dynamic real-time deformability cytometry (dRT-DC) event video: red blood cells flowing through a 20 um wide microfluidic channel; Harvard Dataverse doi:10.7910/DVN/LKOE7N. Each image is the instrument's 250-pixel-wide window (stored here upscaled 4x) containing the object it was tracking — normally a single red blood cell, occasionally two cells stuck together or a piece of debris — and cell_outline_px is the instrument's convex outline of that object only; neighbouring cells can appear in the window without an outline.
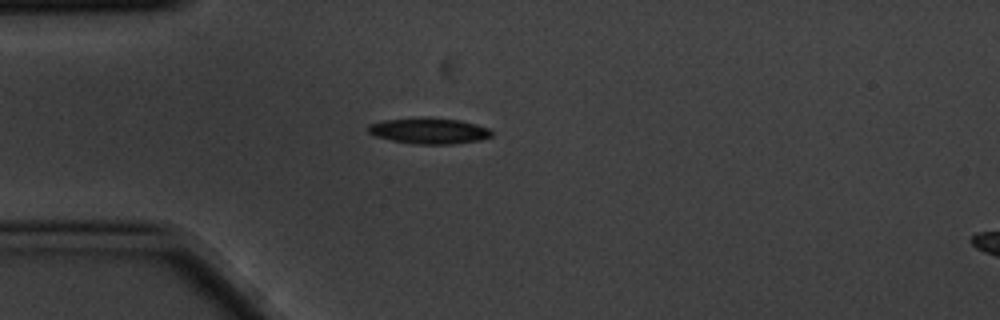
{"species": "common noctule bat (a hibernating species)", "species_latin": "Nyctalus noctula", "temperature_condition": "cold", "stored_images_in_passage": 2, "segment_of_instrument_passage": [1, 2], "camera_frame_rate_fps": 3000, "um_per_image_px": 0.085, "animal": {"sex": "male", "body_mass_g": 20.1, "forearm_length_mm": 53.5}, "frame": {"image": 1, "passage_image": 1, "time_ms": 0.0, "image_size_px": [1000, 320], "cell_outline_px": [[492, 136], [480, 140], [452, 144], [416, 144], [392, 140], [376, 136], [368, 132], [368, 124], [384, 120], [424, 116], [428, 116], [460, 120], [476, 124], [488, 128], [492, 132]], "centroid_in_image_um": [36.47, 11.1], "position_along_channel_um": 48.5, "area_um2": 18.84}}